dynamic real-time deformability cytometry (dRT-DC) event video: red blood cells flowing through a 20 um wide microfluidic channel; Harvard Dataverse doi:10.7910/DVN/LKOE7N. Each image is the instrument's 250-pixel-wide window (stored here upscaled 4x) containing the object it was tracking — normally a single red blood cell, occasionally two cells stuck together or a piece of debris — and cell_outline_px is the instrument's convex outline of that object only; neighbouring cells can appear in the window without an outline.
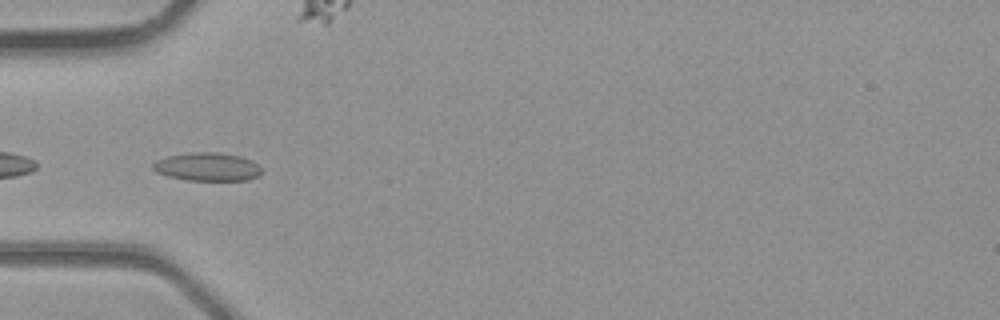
{"species": "common noctule bat (a hibernating species)", "species_latin": "Nyctalus noctula", "temperature_condition": "room temperature", "stored_images_in_passage": 38, "camera_frame_rate_fps": 3000, "um_per_image_px": 0.085, "animal": {"sex": "male", "body_mass_g": 23.1, "forearm_length_mm": 52.7}, "frame": {"image": 1, "passage_image": 12, "time_ms": 3.667, "image_size_px": [1000, 320], "cell_outline_px": [[260, 172], [256, 176], [248, 180], [188, 180], [168, 176], [156, 172], [152, 168], [152, 164], [156, 160], [168, 156], [192, 152], [216, 152], [240, 156], [252, 160], [260, 168]], "centroid_in_image_um": [17.59, 14.17], "position_along_channel_um": 67.4, "area_um2": 17.74}}
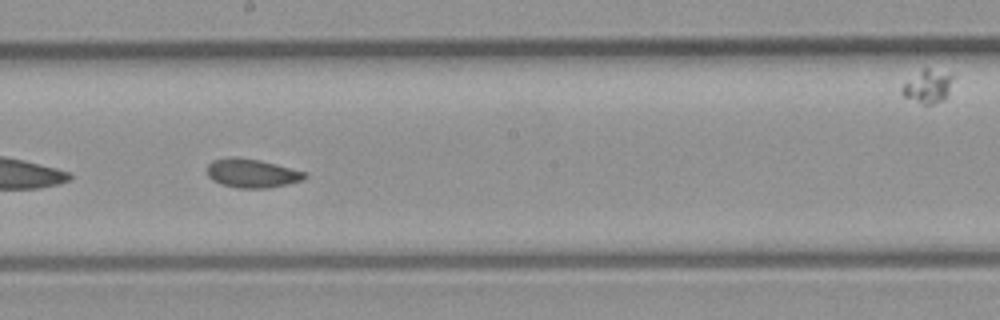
{"frame": {"image": 2, "passage_image": 21, "time_ms": 6.667, "image_size_px": [1000, 320], "cell_outline_px": [[308, 176], [300, 180], [288, 184], [268, 188], [236, 188], [220, 184], [212, 180], [208, 176], [208, 164], [212, 160], [228, 156], [232, 156], [260, 160], [308, 172]], "centroid_in_image_um": [21.4, 14.72], "position_along_channel_um": 226.8, "area_um2": 16.59}}
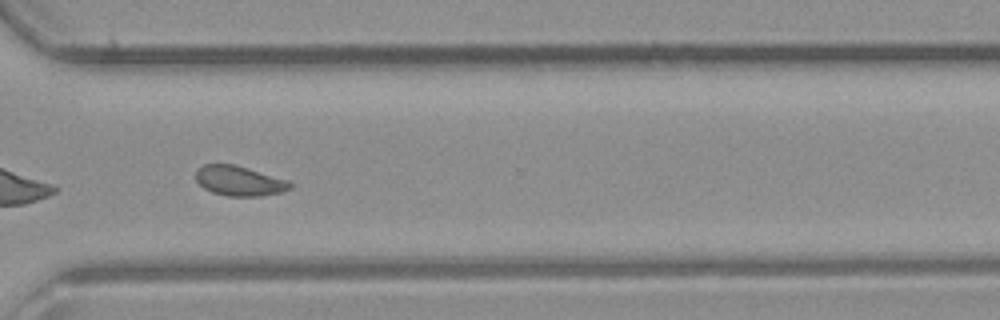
{"frame": {"image": 3, "passage_image": 28, "time_ms": 9.0, "image_size_px": [1000, 320], "cell_outline_px": [[292, 188], [280, 192], [260, 196], [228, 196], [212, 192], [204, 188], [196, 180], [196, 172], [204, 164], [236, 164], [288, 180], [292, 184]], "centroid_in_image_um": [20.35, 15.37], "position_along_channel_um": 350.2, "area_um2": 16.36}}